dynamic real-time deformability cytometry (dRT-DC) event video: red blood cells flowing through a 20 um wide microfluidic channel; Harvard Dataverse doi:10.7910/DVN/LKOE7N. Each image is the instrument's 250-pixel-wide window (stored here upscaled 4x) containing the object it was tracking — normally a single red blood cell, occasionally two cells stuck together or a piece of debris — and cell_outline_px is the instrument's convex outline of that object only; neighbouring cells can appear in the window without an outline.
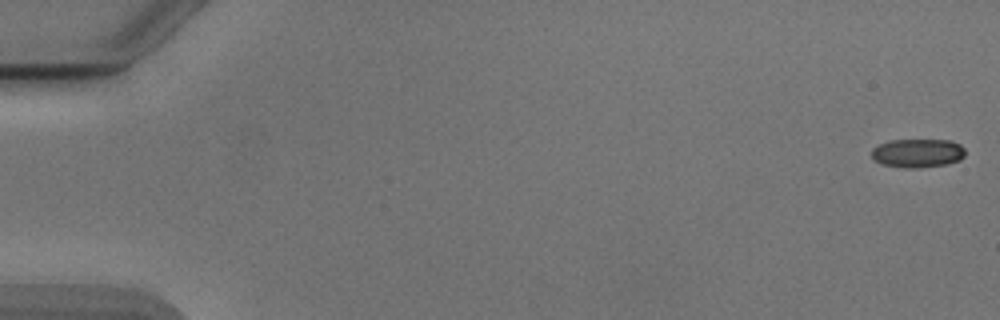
{"species": "Egyptian fruit bat (a non-hibernating species)", "species_latin": "Rousettus aegyptiacus", "temperature_condition": "cold", "stored_images_in_passage": 54, "camera_frame_rate_fps": 3000, "um_per_image_px": 0.085, "animal": {"sex": "male"}, "frame": {"image": 1, "passage_image": 1, "time_ms": 0.0, "image_size_px": [1000, 320], "cell_outline_px": [[964, 156], [960, 160], [948, 164], [920, 168], [904, 168], [884, 164], [872, 160], [872, 148], [880, 144], [892, 140], [948, 140], [960, 144], [964, 148]], "centroid_in_image_um": [78.0, 13.02], "position_along_channel_um": 7.0, "area_um2": 15.72}}
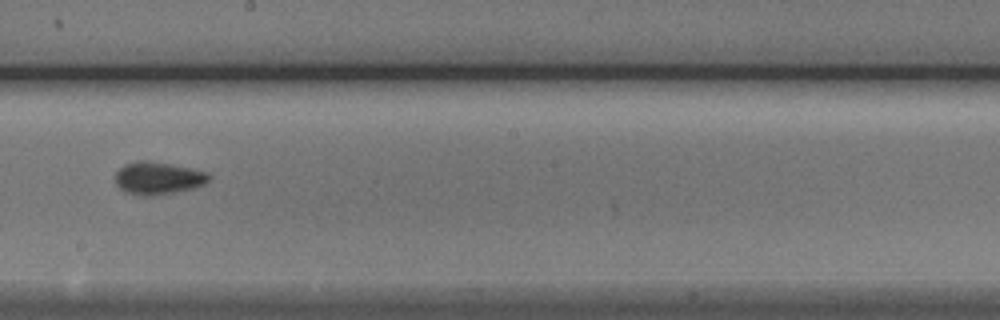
{"frame": {"image": 2, "passage_image": 31, "time_ms": 10.0, "image_size_px": [1000, 320], "cell_outline_px": [[212, 176], [204, 184], [192, 188], [152, 196], [144, 196], [124, 192], [116, 184], [116, 172], [124, 164], [140, 160], [144, 160], [172, 164], [192, 168], [208, 172]], "centroid_in_image_um": [13.43, 15.13], "position_along_channel_um": 234.8, "area_um2": 17.74}}
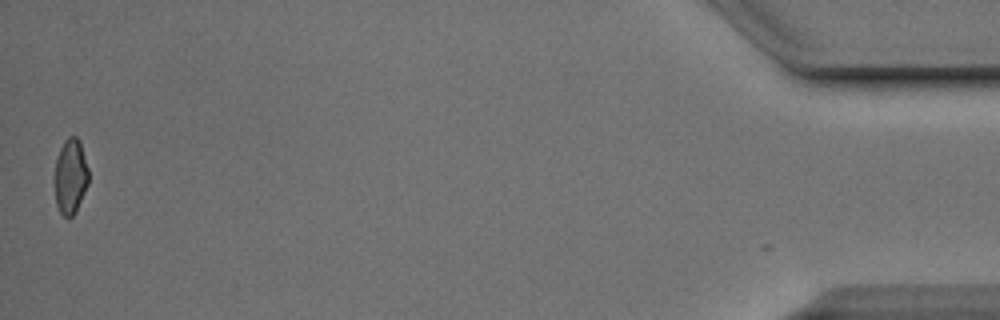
{"frame": {"image": 3, "passage_image": 53, "time_ms": 17.333, "image_size_px": [1000, 320], "cell_outline_px": [[88, 184], [76, 212], [68, 220], [60, 212], [56, 204], [56, 160], [60, 148], [64, 140], [68, 136], [76, 136], [80, 140], [88, 168]], "centroid_in_image_um": [6.01, 14.99], "position_along_channel_um": 429.2, "area_um2": 14.8}, "authors_computed_cell_mechanics": {"area_um2": 16.2996, "velocity_mm_per_s": 3.9, "shape_relaxation_time_tau1_ms": 4.8939, "shape_relaxation_time_tau2_ms": 2.7336, "deformation_change_tau1": 0.0926, "deformation_change_tau2": 0.0834}}